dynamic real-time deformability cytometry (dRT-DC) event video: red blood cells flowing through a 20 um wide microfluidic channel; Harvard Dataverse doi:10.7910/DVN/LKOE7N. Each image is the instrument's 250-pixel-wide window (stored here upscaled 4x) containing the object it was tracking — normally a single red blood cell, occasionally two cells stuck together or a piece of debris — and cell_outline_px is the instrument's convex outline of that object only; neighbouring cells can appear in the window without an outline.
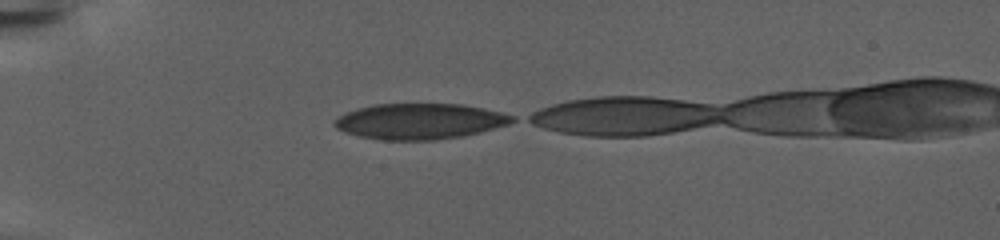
{"species": "human", "species_latin": "Homo sapiens", "temperature_condition": "warm", "stored_images_in_passage": 84, "camera_frame_rate_fps": 3000, "um_per_image_px": 0.085, "donor": {"sex": "female"}, "frame": {"image": 1, "passage_image": 1, "time_ms": 0.0, "image_size_px": [1000, 240], "cell_outline_px": [[516, 120], [508, 124], [480, 132], [464, 136], [436, 140], [380, 140], [360, 136], [344, 132], [336, 128], [332, 124], [332, 120], [344, 112], [356, 108], [372, 104], [460, 104], [484, 108], [516, 116]], "centroid_in_image_um": [35.63, 10.31], "position_along_channel_um": 49.4, "area_um2": 37.34}}
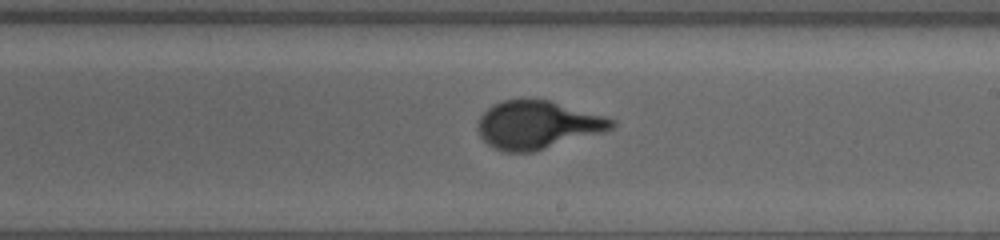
{"frame": {"image": 2, "passage_image": 49, "time_ms": 16.0, "image_size_px": [1000, 240], "cell_outline_px": [[616, 124], [612, 128], [604, 132], [532, 152], [504, 152], [488, 144], [480, 136], [476, 128], [476, 124], [480, 116], [492, 104], [504, 100], [548, 100], [604, 116], [616, 120]], "centroid_in_image_um": [45.66, 10.62], "position_along_channel_um": 243.3, "area_um2": 37.22}}
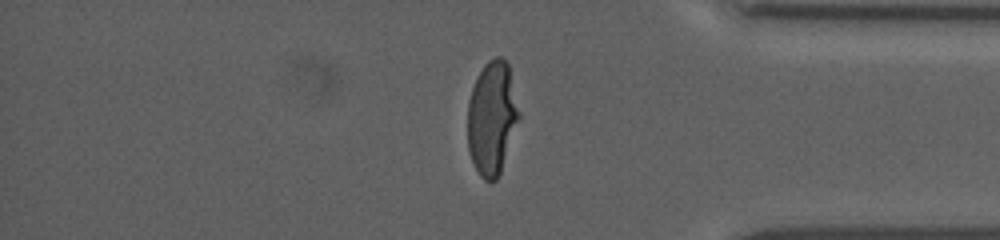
{"frame": {"image": 3, "passage_image": 84, "time_ms": 27.667, "image_size_px": [1000, 240], "cell_outline_px": [[520, 116], [500, 172], [496, 180], [484, 180], [480, 176], [468, 152], [468, 100], [472, 88], [480, 72], [488, 60], [496, 56], [500, 56], [508, 64], [520, 112]], "centroid_in_image_um": [41.81, 10.02], "position_along_channel_um": 393.4, "area_um2": 33.64}}